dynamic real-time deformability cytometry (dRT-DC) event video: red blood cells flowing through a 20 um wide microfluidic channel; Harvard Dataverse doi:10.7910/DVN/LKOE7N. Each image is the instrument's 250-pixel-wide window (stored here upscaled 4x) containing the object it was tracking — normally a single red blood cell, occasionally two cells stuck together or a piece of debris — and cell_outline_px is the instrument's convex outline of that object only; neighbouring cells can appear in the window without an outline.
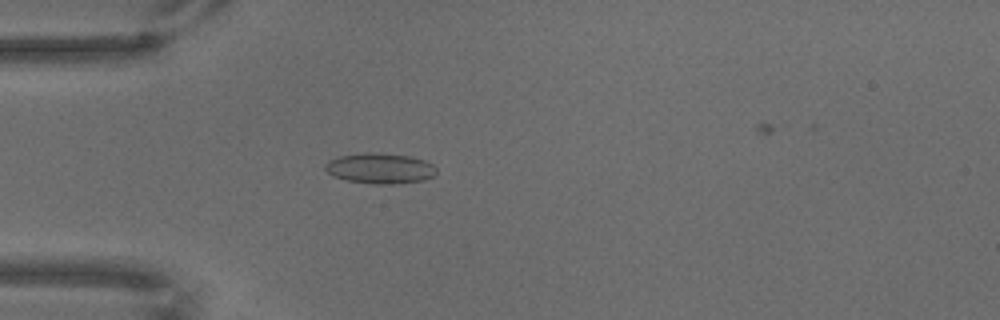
{"species": "common noctule bat (a hibernating species)", "species_latin": "Nyctalus noctula", "temperature_condition": "warm", "stored_images_in_passage": 70, "camera_frame_rate_fps": 3000, "um_per_image_px": 0.085, "animal": {"sex": "male", "body_mass_g": 18.8}, "frame": {"image": 1, "passage_image": 21, "time_ms": 6.667, "image_size_px": [1000, 320], "cell_outline_px": [[436, 172], [432, 176], [424, 180], [396, 184], [376, 184], [348, 180], [336, 176], [328, 172], [324, 168], [324, 164], [328, 160], [340, 156], [364, 152], [376, 152], [408, 156], [424, 160], [432, 164], [436, 168]], "centroid_in_image_um": [32.3, 14.3], "position_along_channel_um": 52.7, "area_um2": 19.65}}
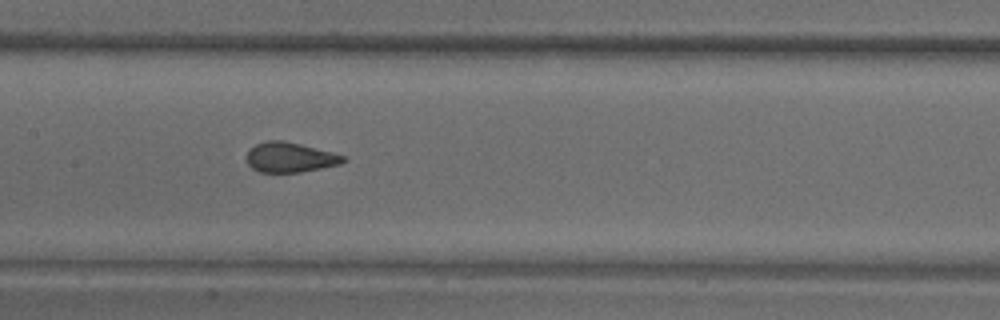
{"frame": {"image": 2, "passage_image": 35, "time_ms": 11.333, "image_size_px": [1000, 320], "cell_outline_px": [[348, 160], [340, 164], [300, 172], [260, 172], [252, 168], [248, 164], [248, 148], [264, 140], [284, 140], [332, 152], [344, 156]], "centroid_in_image_um": [24.64, 13.36], "position_along_channel_um": 182.8, "area_um2": 16.82}}
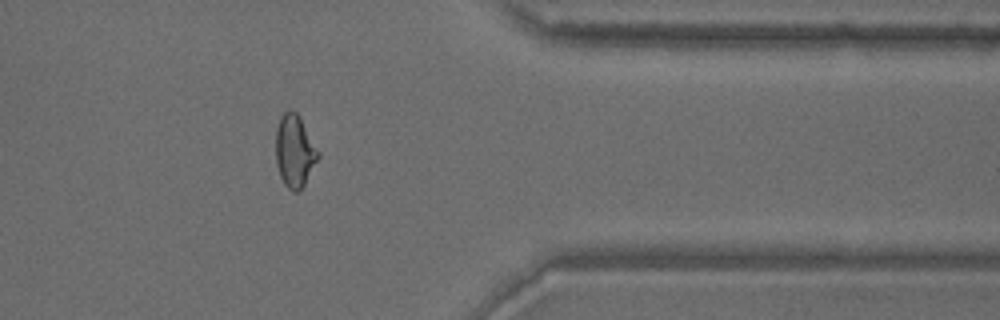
{"frame": {"image": 3, "passage_image": 57, "time_ms": 18.667, "image_size_px": [1000, 320], "cell_outline_px": [[320, 156], [300, 192], [292, 192], [284, 184], [280, 176], [276, 164], [276, 128], [280, 116], [288, 108], [296, 112], [300, 116], [320, 152]], "centroid_in_image_um": [25.05, 12.83], "position_along_channel_um": 386.4, "area_um2": 18.21}}